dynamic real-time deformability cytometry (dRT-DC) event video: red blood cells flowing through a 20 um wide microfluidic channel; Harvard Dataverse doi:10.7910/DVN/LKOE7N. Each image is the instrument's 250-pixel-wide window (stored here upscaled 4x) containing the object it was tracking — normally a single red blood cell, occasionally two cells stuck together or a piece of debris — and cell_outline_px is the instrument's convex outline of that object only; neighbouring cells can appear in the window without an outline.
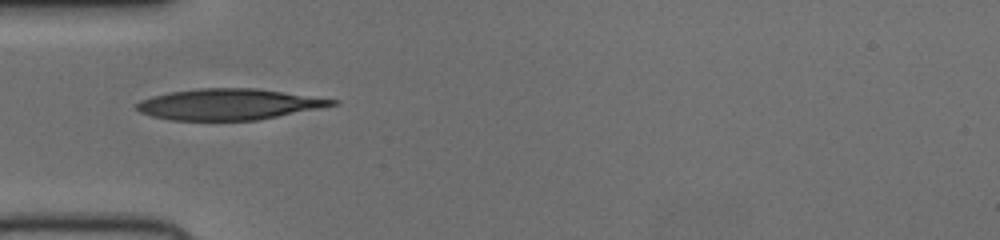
{"species": "human", "species_latin": "Homo sapiens", "temperature_condition": "cold", "stored_images_in_passage": 36, "camera_frame_rate_fps": 3000, "um_per_image_px": 0.085, "donor": {"sex": "female"}, "frame": {"image": 1, "passage_image": 1, "time_ms": 0.0, "image_size_px": [1000, 240], "cell_outline_px": [[340, 104], [260, 120], [172, 120], [152, 116], [140, 112], [136, 108], [136, 104], [140, 100], [152, 96], [168, 92], [196, 88], [256, 88], [340, 100]], "centroid_in_image_um": [19.47, 8.86], "position_along_channel_um": 65.5, "area_um2": 35.43}}
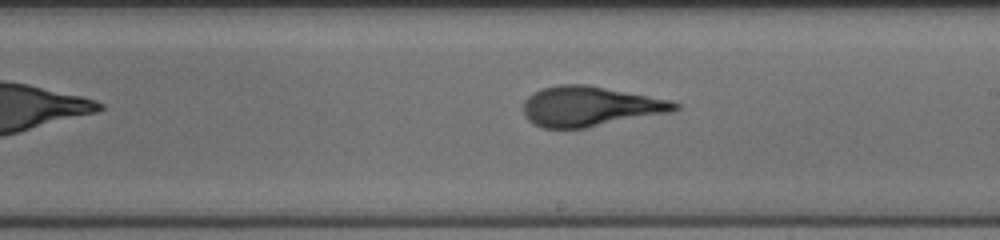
{"frame": {"image": 2, "passage_image": 14, "time_ms": 4.333, "image_size_px": [1000, 240], "cell_outline_px": [[680, 108], [676, 112], [584, 128], [544, 128], [532, 124], [528, 120], [524, 112], [524, 100], [528, 96], [544, 88], [560, 84], [588, 84], [672, 100], [680, 104]], "centroid_in_image_um": [50.23, 9.04], "position_along_channel_um": 238.8, "area_um2": 35.6}}
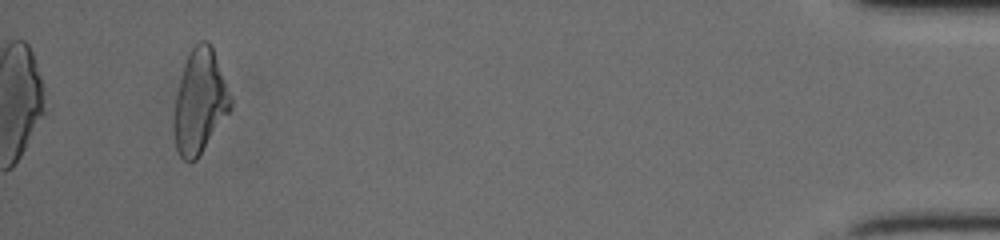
{"frame": {"image": 3, "passage_image": 33, "time_ms": 10.667, "image_size_px": [1000, 240], "cell_outline_px": [[232, 108], [196, 160], [184, 160], [180, 156], [176, 148], [172, 128], [172, 124], [176, 96], [184, 64], [192, 48], [200, 40], [208, 40], [212, 44], [232, 100]], "centroid_in_image_um": [16.97, 8.63], "position_along_channel_um": 418.2, "area_um2": 34.16}}